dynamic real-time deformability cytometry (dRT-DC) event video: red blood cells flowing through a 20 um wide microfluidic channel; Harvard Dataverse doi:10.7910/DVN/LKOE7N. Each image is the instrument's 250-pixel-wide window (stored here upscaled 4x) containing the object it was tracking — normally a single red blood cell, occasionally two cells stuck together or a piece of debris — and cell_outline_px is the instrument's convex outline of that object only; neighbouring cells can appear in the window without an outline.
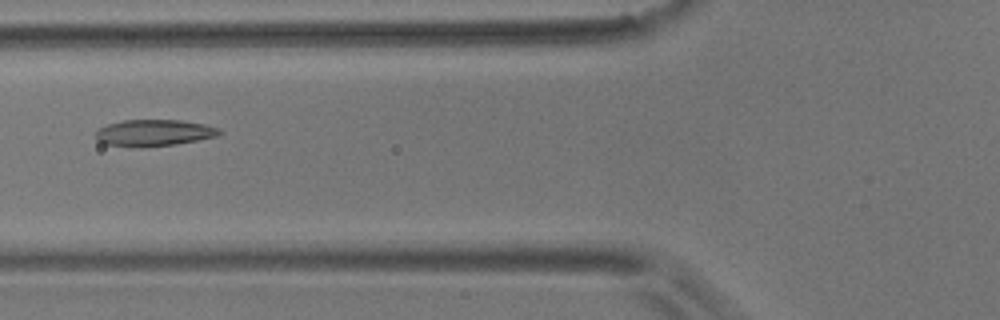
{"species": "common noctule bat (a hibernating species)", "species_latin": "Nyctalus noctula", "temperature_condition": "room temperature", "stored_images_in_passage": 4, "camera_frame_rate_fps": 3000, "um_per_image_px": 0.085, "animal": {"sex": "male", "body_mass_g": 17.9}, "frame": {"image": 1, "passage_image": 2, "time_ms": 0.333, "image_size_px": [1000, 320], "cell_outline_px": [[220, 132], [216, 136], [176, 144], [140, 148], [132, 148], [104, 144], [96, 140], [96, 132], [100, 128], [108, 124], [124, 120], [180, 120], [204, 124], [220, 128]], "centroid_in_image_um": [13.03, 11.3], "position_along_channel_um": 112.8, "area_um2": 19.19}}
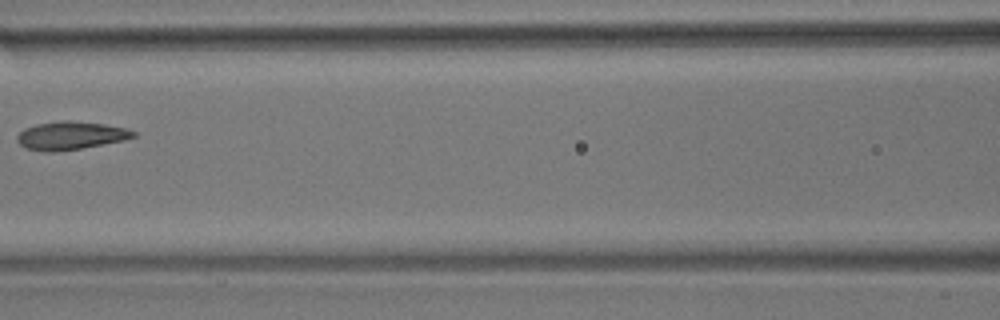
{"frame": {"image": 2, "passage_image": 3, "time_ms": 0.667, "image_size_px": [1000, 320], "cell_outline_px": [[136, 136], [124, 140], [80, 148], [56, 152], [44, 152], [24, 148], [16, 140], [16, 136], [24, 128], [36, 124], [60, 120], [68, 120], [104, 124], [124, 128], [136, 132]], "centroid_in_image_um": [5.95, 11.52], "position_along_channel_um": 160.7, "area_um2": 19.07}}
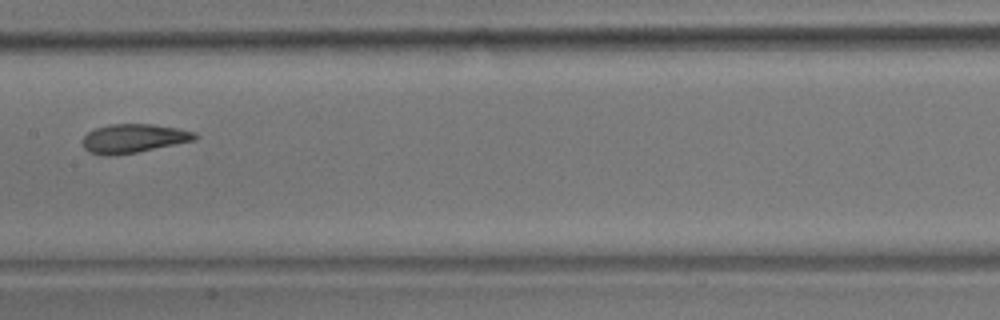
{"frame": {"image": 3, "passage_image": 4, "time_ms": 1.0, "image_size_px": [1000, 320], "cell_outline_px": [[200, 136], [196, 140], [136, 152], [112, 156], [104, 156], [88, 152], [84, 148], [80, 140], [88, 132], [96, 128], [108, 124], [152, 124], [176, 128], [196, 132]], "centroid_in_image_um": [11.33, 11.77], "position_along_channel_um": 196.1, "area_um2": 19.07}}